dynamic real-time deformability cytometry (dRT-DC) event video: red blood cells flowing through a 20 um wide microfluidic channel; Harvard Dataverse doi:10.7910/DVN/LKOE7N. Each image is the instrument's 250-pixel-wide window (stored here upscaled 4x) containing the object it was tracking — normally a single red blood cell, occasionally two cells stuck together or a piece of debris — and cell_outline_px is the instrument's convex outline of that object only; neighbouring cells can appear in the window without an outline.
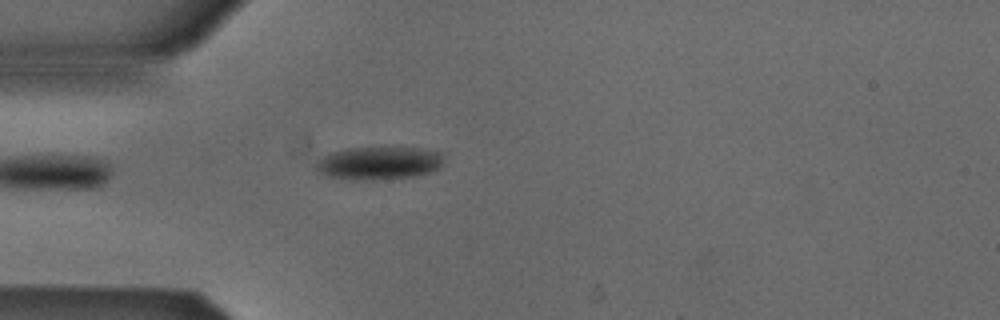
{"species": "Egyptian fruit bat (a non-hibernating species)", "species_latin": "Rousettus aegyptiacus", "temperature_condition": "cold", "stored_images_in_passage": 4, "camera_frame_rate_fps": 3000, "um_per_image_px": 0.085, "animal": {"sex": "male"}, "frame": {"image": 1, "passage_image": 3, "time_ms": 0.667, "image_size_px": [1000, 320], "cell_outline_px": [[444, 164], [440, 168], [432, 172], [416, 176], [372, 180], [352, 180], [324, 176], [316, 168], [316, 160], [328, 152], [348, 148], [396, 144], [400, 144], [444, 152]], "centroid_in_image_um": [32.27, 13.8], "position_along_channel_um": 52.7, "area_um2": 26.24}}